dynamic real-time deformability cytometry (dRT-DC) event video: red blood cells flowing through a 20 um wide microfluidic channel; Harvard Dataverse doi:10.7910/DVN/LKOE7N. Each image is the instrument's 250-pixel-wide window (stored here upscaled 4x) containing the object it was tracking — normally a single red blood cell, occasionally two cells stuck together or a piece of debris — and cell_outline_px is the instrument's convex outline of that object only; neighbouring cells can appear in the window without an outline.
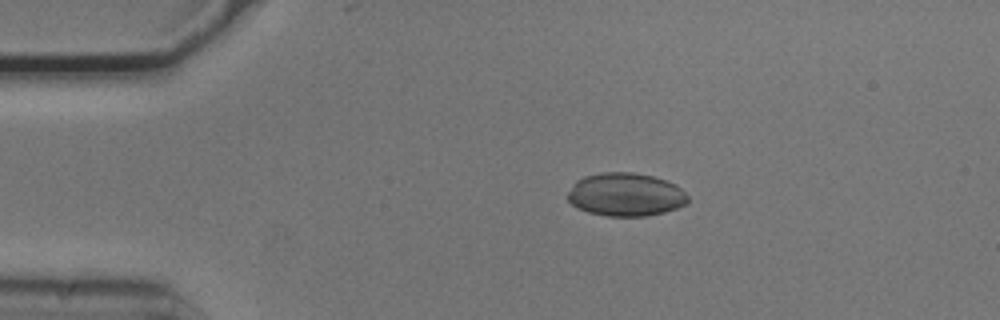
{"species": "common noctule bat (a hibernating species)", "species_latin": "Nyctalus noctula", "temperature_condition": "cold", "stored_images_in_passage": 44, "camera_frame_rate_fps": 3000, "um_per_image_px": 0.085, "animal": {"sex": "male", "body_mass_g": 20.5, "forearm_length_mm": 52.5}, "frame": {"image": 1, "passage_image": 1, "time_ms": 0.0, "image_size_px": [1000, 320], "cell_outline_px": [[688, 204], [664, 212], [644, 216], [604, 216], [588, 212], [572, 204], [568, 200], [568, 192], [572, 184], [576, 180], [584, 176], [600, 172], [632, 172], [652, 176], [676, 184], [688, 196]], "centroid_in_image_um": [53.17, 16.53], "position_along_channel_um": 31.8, "area_um2": 30.35}}
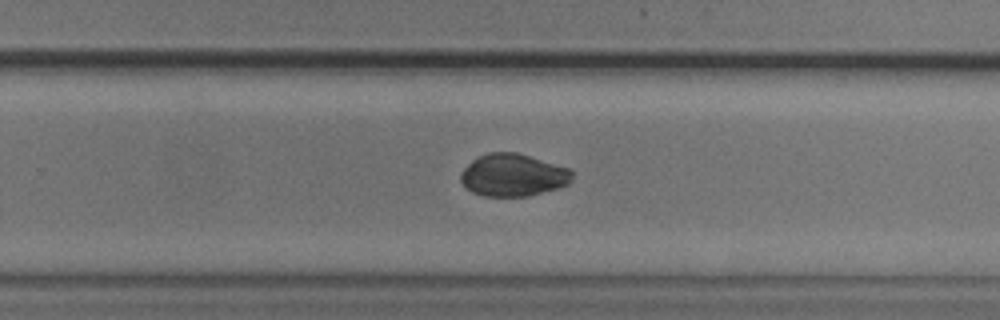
{"frame": {"image": 2, "passage_image": 25, "time_ms": 8.0, "image_size_px": [1000, 320], "cell_outline_px": [[572, 180], [568, 184], [556, 188], [528, 196], [484, 196], [472, 192], [460, 180], [460, 172], [472, 160], [488, 152], [516, 152], [572, 168]], "centroid_in_image_um": [43.62, 14.87], "position_along_channel_um": 286.2, "area_um2": 27.57}}
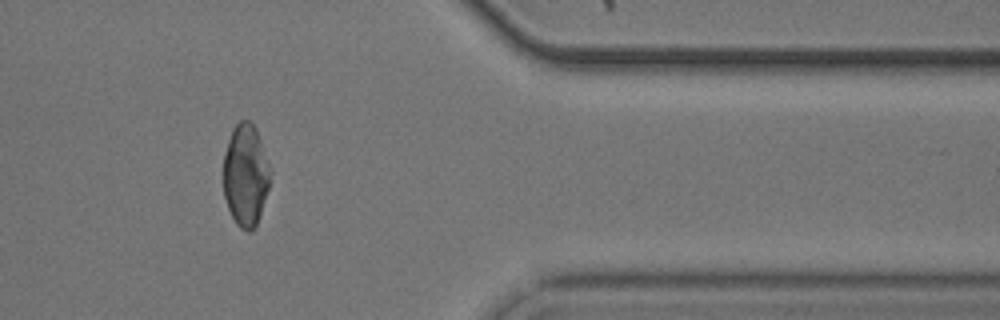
{"frame": {"image": 3, "passage_image": 35, "time_ms": 11.333, "image_size_px": [1000, 320], "cell_outline_px": [[272, 172], [268, 188], [260, 216], [252, 232], [248, 232], [240, 228], [236, 224], [228, 208], [224, 196], [224, 152], [232, 128], [240, 120], [248, 120], [256, 128]], "centroid_in_image_um": [20.88, 14.89], "position_along_channel_um": 390.5, "area_um2": 27.98}, "authors_computed_cell_mechanics": {"area_um2": 28.8422, "velocity_mm_per_s": 3.7376, "shape_relaxation_time_tau1_ms": 8.6207, "shape_relaxation_time_tau2_ms": 4.3641, "deformation_change_tau1": 0.1422, "deformation_change_tau2": 0.0392}}